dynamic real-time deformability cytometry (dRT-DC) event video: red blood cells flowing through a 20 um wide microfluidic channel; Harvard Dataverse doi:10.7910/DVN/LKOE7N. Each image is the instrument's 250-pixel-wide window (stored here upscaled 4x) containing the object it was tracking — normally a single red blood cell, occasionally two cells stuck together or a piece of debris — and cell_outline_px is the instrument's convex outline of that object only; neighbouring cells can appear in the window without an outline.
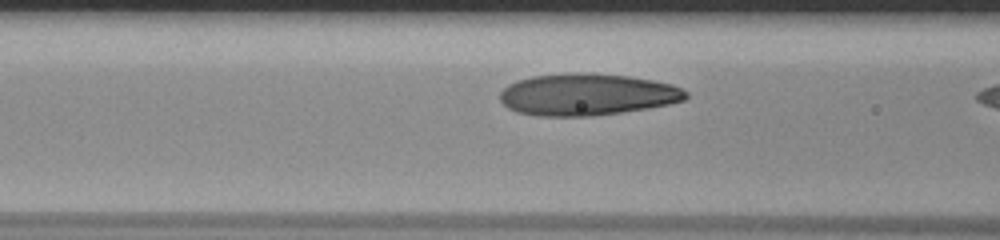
{"species": "human", "species_latin": "Homo sapiens", "temperature_condition": "room temperature", "stored_images_in_passage": 9, "camera_frame_rate_fps": 3000, "um_per_image_px": 0.085, "donor": {"sex": "male"}, "frame": {"image": 1, "passage_image": 7, "time_ms": 2.0, "image_size_px": [1000, 240], "cell_outline_px": [[688, 96], [684, 100], [668, 104], [648, 108], [592, 116], [536, 116], [516, 112], [508, 108], [500, 100], [500, 92], [508, 84], [516, 80], [532, 76], [568, 72], [576, 72], [628, 76], [652, 80], [672, 84], [688, 92]], "centroid_in_image_um": [49.86, 8.03], "position_along_channel_um": 116.7, "area_um2": 45.43}}